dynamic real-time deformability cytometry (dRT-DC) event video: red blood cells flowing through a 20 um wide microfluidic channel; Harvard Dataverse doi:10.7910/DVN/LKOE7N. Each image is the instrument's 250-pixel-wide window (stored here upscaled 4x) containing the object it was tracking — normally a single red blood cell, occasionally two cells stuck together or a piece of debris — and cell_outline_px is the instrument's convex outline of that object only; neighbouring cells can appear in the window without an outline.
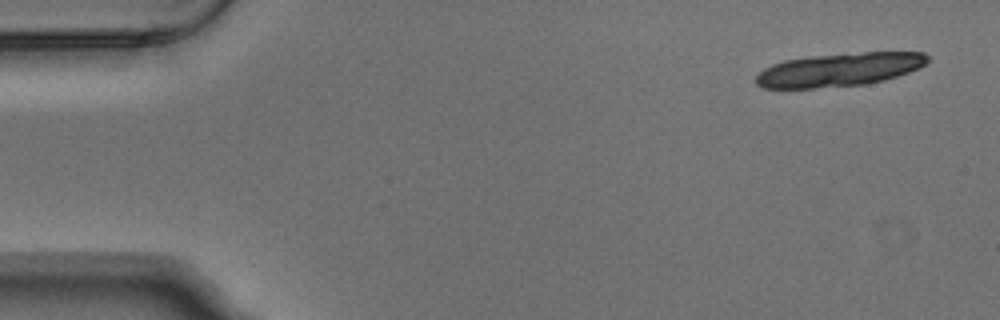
{"species": "Egyptian fruit bat (a non-hibernating species)", "species_latin": "Rousettus aegyptiacus", "temperature_condition": "warm", "stored_images_in_passage": 7, "segment_of_instrument_passage": [1, 2], "camera_frame_rate_fps": 3000, "um_per_image_px": 0.085, "animal": {"sex": "male"}, "frame": {"image": 1, "passage_image": 1, "time_ms": 0.0, "image_size_px": [1000, 320], "cell_outline_px": [[932, 60], [920, 68], [884, 80], [868, 84], [812, 88], [760, 88], [756, 84], [756, 76], [764, 68], [772, 64], [784, 60], [808, 56], [864, 52], [924, 52]], "centroid_in_image_um": [71.36, 5.91], "position_along_channel_um": 13.6, "area_um2": 33.58}}